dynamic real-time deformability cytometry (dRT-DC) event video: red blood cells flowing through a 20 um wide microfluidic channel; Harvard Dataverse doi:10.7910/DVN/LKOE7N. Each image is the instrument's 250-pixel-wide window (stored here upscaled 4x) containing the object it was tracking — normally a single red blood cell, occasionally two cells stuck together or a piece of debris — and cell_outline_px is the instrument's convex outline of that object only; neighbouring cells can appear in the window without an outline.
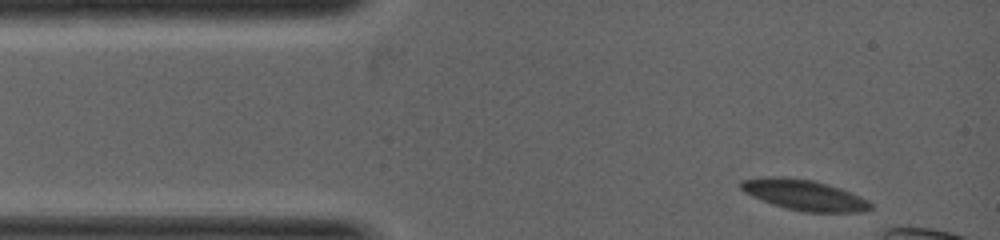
{"species": "common noctule bat (a hibernating species)", "species_latin": "Nyctalus noctula", "temperature_condition": "warm", "stored_images_in_passage": 4, "camera_frame_rate_fps": 5000, "um_per_image_px": 0.085, "animal": {"sex": "female", "body_mass_g": 19.0, "forearm_length_mm": 53.3}, "frame": {"image": 1, "passage_image": 1, "time_ms": 0.0, "image_size_px": [1000, 240], "cell_outline_px": [[872, 208], [852, 212], [808, 212], [788, 208], [764, 200], [740, 188], [740, 184], [744, 180], [812, 180], [848, 192], [868, 200], [872, 204]], "centroid_in_image_um": [68.5, 16.64], "position_along_channel_um": 16.5, "area_um2": 20.87}}